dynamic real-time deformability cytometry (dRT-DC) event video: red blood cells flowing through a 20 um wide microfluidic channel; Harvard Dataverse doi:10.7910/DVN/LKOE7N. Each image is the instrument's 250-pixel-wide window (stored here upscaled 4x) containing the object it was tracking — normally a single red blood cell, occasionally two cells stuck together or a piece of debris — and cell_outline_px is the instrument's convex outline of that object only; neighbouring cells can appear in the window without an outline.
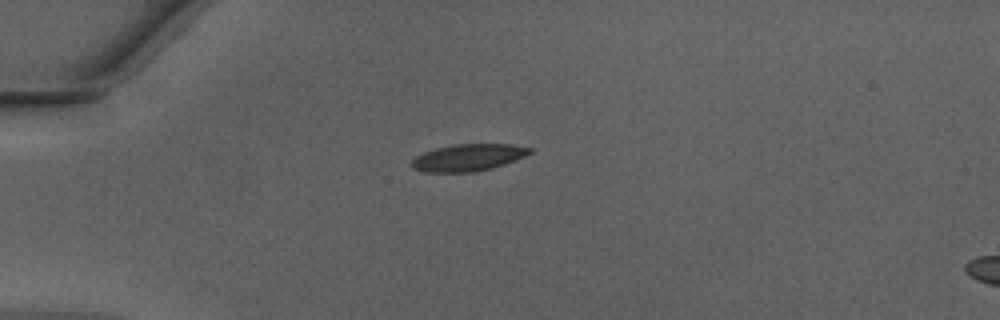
{"species": "Egyptian fruit bat (a non-hibernating species)", "species_latin": "Rousettus aegyptiacus", "temperature_condition": "warm", "stored_images_in_passage": 36, "camera_frame_rate_fps": 3000, "um_per_image_px": 0.085, "animal": {"sex": "male"}, "frame": {"image": 1, "passage_image": 1, "time_ms": 0.0, "image_size_px": [1000, 320], "cell_outline_px": [[532, 152], [516, 160], [492, 168], [472, 172], [424, 172], [412, 168], [412, 160], [416, 156], [424, 152], [436, 148], [452, 144], [512, 144], [532, 148]], "centroid_in_image_um": [39.79, 13.38], "position_along_channel_um": 45.2, "area_um2": 18.55}}
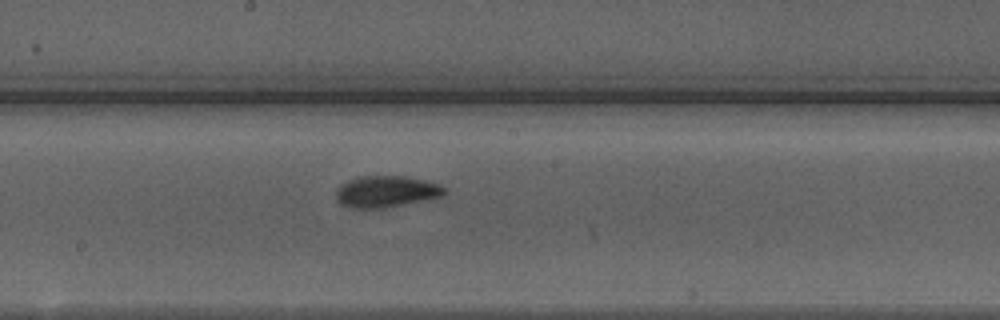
{"frame": {"image": 2, "passage_image": 15, "time_ms": 4.667, "image_size_px": [1000, 320], "cell_outline_px": [[448, 192], [444, 196], [384, 208], [348, 208], [340, 204], [336, 200], [336, 188], [340, 184], [348, 180], [360, 176], [404, 176], [424, 180], [440, 184]], "centroid_in_image_um": [32.8, 16.28], "position_along_channel_um": 215.4, "area_um2": 20.11}}
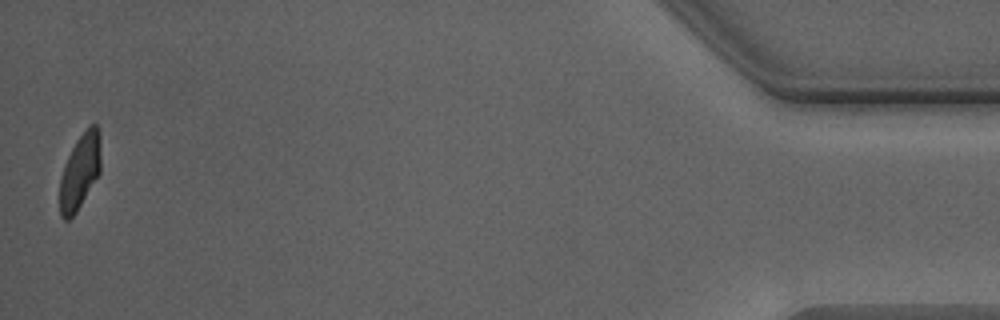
{"frame": {"image": 3, "passage_image": 36, "time_ms": 11.667, "image_size_px": [1000, 320], "cell_outline_px": [[100, 172], [76, 212], [68, 220], [64, 220], [60, 216], [60, 180], [64, 164], [76, 140], [92, 124], [96, 124], [100, 136]], "centroid_in_image_um": [6.79, 14.59], "position_along_channel_um": 428.4, "area_um2": 17.69}, "authors_computed_cell_mechanics": {"area_um2": 19.363, "velocity_mm_per_s": 4.2782, "shape_relaxation_time_tau1_ms": 4.4167, "shape_relaxation_time_tau2_ms": 1.1471, "deformation_change_tau1": 0.1647, "deformation_change_tau2": 0.0651}}